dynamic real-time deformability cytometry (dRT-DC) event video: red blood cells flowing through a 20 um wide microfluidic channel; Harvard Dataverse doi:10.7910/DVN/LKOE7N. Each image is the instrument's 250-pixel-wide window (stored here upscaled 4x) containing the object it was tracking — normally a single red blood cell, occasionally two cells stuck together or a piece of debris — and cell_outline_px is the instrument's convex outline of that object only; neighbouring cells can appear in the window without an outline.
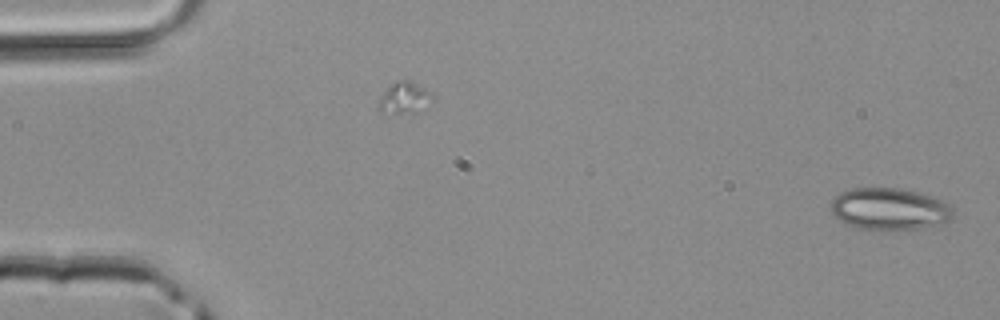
{"species": "common noctule bat (a hibernating species)", "species_latin": "Nyctalus noctula", "temperature_condition": "room temperature", "stored_images_in_passage": 2, "camera_frame_rate_fps": 3000, "um_per_image_px": 0.085, "animal": {"sex": "male", "body_mass_g": 20.4}, "frame": {"image": 1, "passage_image": 2, "time_ms": 0.333, "image_size_px": [1000, 320], "cell_outline_px": [[956, 212], [948, 220], [916, 228], [896, 232], [876, 232], [844, 224], [828, 208], [828, 204], [840, 192], [852, 188], [900, 188], [932, 196], [952, 204]], "centroid_in_image_um": [75.57, 17.78], "position_along_channel_um": 9.4, "area_um2": 30.58}}